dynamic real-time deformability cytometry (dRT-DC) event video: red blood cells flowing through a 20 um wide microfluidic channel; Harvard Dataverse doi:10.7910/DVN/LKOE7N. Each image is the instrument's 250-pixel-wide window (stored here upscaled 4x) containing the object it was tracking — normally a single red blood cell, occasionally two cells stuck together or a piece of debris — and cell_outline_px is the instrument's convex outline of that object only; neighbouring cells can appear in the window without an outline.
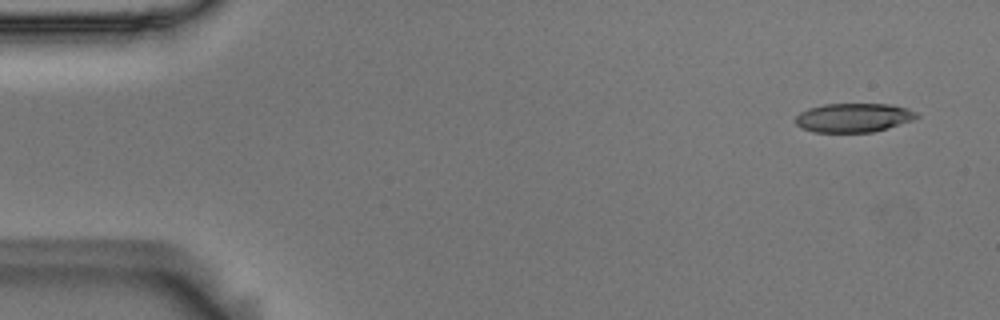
{"species": "Egyptian fruit bat (a non-hibernating species)", "species_latin": "Rousettus aegyptiacus", "temperature_condition": "room temperature", "stored_images_in_passage": 4, "camera_frame_rate_fps": 3000, "um_per_image_px": 0.085, "animal": {"sex": "male"}, "frame": {"image": 1, "passage_image": 1, "time_ms": 0.0, "image_size_px": [1000, 320], "cell_outline_px": [[920, 116], [912, 120], [888, 128], [872, 132], [812, 132], [800, 128], [796, 124], [796, 116], [800, 112], [808, 108], [824, 104], [892, 104], [908, 108], [916, 112]], "centroid_in_image_um": [72.54, 10.0], "position_along_channel_um": 12.5, "area_um2": 20.58}}